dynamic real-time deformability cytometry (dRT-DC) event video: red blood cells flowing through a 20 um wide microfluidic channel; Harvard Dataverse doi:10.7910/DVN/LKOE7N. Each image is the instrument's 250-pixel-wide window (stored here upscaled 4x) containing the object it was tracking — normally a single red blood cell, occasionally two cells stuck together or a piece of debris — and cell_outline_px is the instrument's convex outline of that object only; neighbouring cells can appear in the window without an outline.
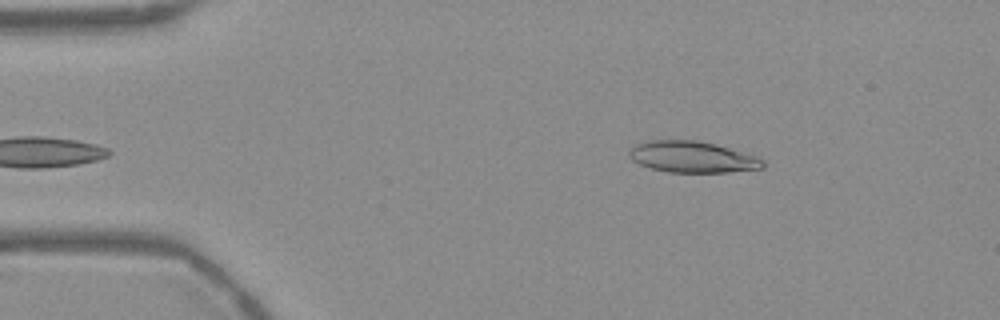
{"species": "Egyptian fruit bat (a non-hibernating species)", "species_latin": "Rousettus aegyptiacus", "temperature_condition": "warm", "stored_images_in_passage": 47, "camera_frame_rate_fps": 3000, "um_per_image_px": 0.085, "frame": {"image": 1, "passage_image": 2, "time_ms": 0.333, "image_size_px": [1000, 320], "cell_outline_px": [[764, 168], [728, 172], [668, 172], [652, 168], [640, 164], [632, 160], [628, 156], [628, 152], [636, 144], [648, 140], [696, 140], [728, 148], [756, 156], [764, 160]], "centroid_in_image_um": [58.83, 13.34], "position_along_channel_um": 26.2, "area_um2": 24.16}}
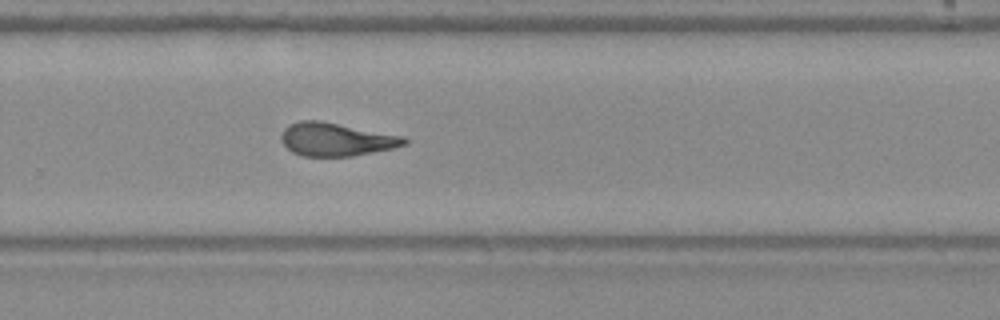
{"frame": {"image": 2, "passage_image": 29, "time_ms": 9.333, "image_size_px": [1000, 320], "cell_outline_px": [[408, 144], [392, 148], [352, 156], [304, 156], [292, 152], [280, 140], [280, 136], [284, 128], [288, 124], [300, 120], [320, 120], [404, 136], [408, 140]], "centroid_in_image_um": [28.55, 11.83], "position_along_channel_um": 301.2, "area_um2": 23.87}}
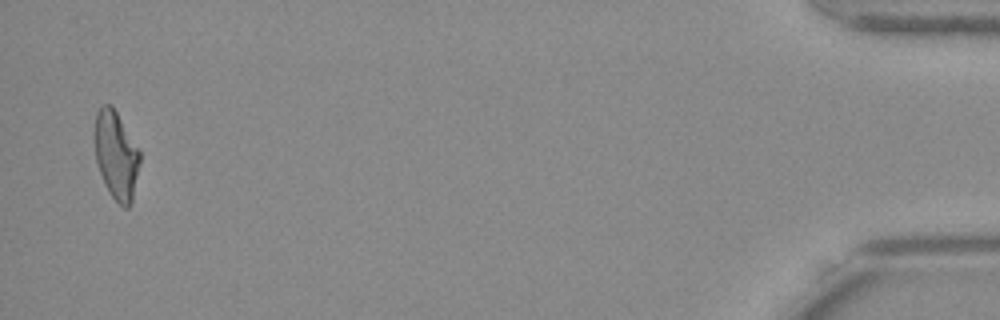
{"frame": {"image": 3, "passage_image": 46, "time_ms": 15.0, "image_size_px": [1000, 320], "cell_outline_px": [[140, 160], [132, 204], [128, 208], [124, 208], [108, 192], [100, 172], [96, 160], [92, 136], [92, 132], [96, 112], [104, 104], [112, 104], [140, 152]], "centroid_in_image_um": [9.84, 13.17], "position_along_channel_um": 425.4, "area_um2": 23.52}, "authors_computed_cell_mechanics": {"area_um2": 23.987, "velocity_mm_per_s": 3.7617, "shape_relaxation_time_tau1_ms": null, "shape_relaxation_time_tau2_ms": 3.4462, "deformation_change_tau1": null, "deformation_change_tau2": 0.1352}}